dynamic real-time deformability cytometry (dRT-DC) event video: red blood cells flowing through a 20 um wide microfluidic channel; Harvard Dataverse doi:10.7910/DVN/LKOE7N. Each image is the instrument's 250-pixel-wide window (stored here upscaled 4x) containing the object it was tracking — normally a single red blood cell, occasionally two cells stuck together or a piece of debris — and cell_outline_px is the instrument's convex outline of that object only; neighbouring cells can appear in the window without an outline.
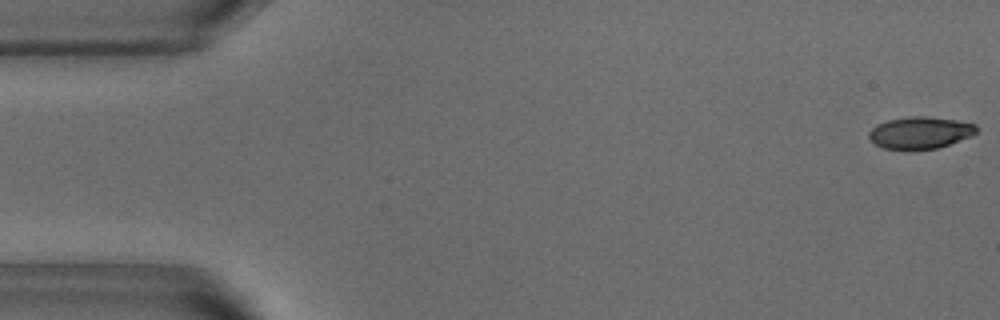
{"species": "common noctule bat (a hibernating species)", "species_latin": "Nyctalus noctula", "temperature_condition": "warm", "stored_images_in_passage": 52, "camera_frame_rate_fps": 3000, "um_per_image_px": 0.085, "animal": {"sex": "male", "body_mass_g": 18.8}, "frame": {"image": 1, "passage_image": 1, "time_ms": 0.0, "image_size_px": [1000, 320], "cell_outline_px": [[976, 132], [972, 136], [936, 148], [908, 152], [884, 148], [876, 144], [868, 136], [868, 132], [876, 124], [888, 120], [912, 116], [928, 116], [956, 120], [976, 124]], "centroid_in_image_um": [78.18, 11.3], "position_along_channel_um": 6.8, "area_um2": 20.35}}
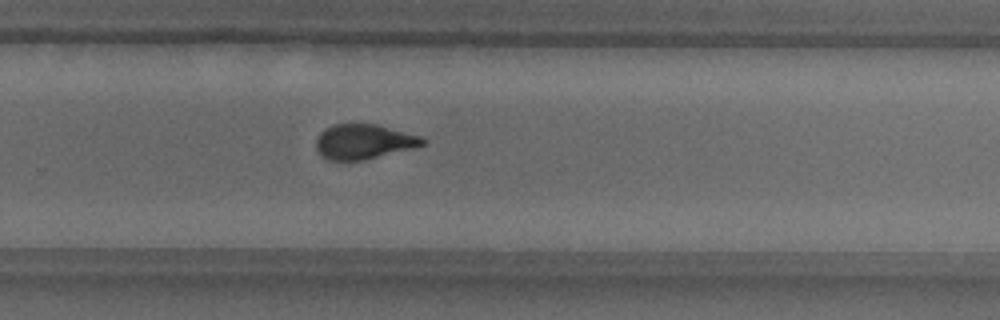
{"frame": {"image": 2, "passage_image": 34, "time_ms": 11.0, "image_size_px": [1000, 320], "cell_outline_px": [[428, 140], [424, 144], [416, 148], [364, 160], [328, 160], [320, 156], [316, 148], [316, 136], [324, 128], [332, 124], [376, 124], [424, 136]], "centroid_in_image_um": [30.94, 12.04], "position_along_channel_um": 298.9, "area_um2": 22.14}}
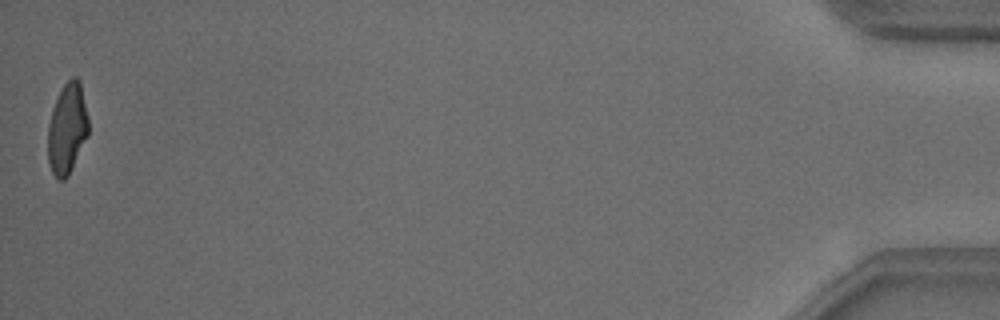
{"frame": {"image": 3, "passage_image": 52, "time_ms": 17.0, "image_size_px": [1000, 320], "cell_outline_px": [[88, 136], [68, 176], [64, 180], [56, 180], [52, 172], [48, 160], [48, 124], [52, 108], [64, 84], [72, 76], [76, 76], [80, 80], [88, 116]], "centroid_in_image_um": [5.71, 10.94], "position_along_channel_um": 429.5, "area_um2": 21.56}, "authors_computed_cell_mechanics": {"area_um2": 22.253, "velocity_mm_per_s": 3.8322, "shape_relaxation_time_tau1_ms": 4.4981, "shape_relaxation_time_tau2_ms": 1.0575, "deformation_change_tau1": 0.1683, "deformation_change_tau2": 0.0682}}